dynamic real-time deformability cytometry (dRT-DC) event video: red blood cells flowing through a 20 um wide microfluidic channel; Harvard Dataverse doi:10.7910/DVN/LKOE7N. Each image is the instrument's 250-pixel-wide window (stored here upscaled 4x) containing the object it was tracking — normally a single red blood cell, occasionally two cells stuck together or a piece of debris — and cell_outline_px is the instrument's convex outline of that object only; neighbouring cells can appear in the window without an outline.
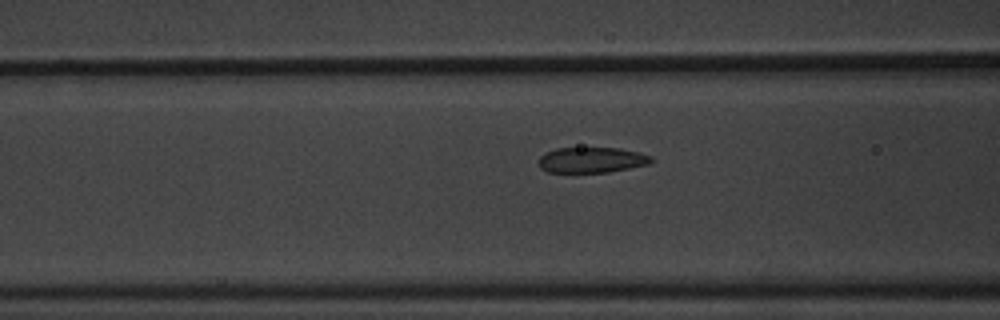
{"species": "common noctule bat (a hibernating species)", "species_latin": "Nyctalus noctula", "temperature_condition": "warm", "stored_images_in_passage": 22, "camera_frame_rate_fps": 3000, "um_per_image_px": 0.085, "animal": {"sex": "male", "body_mass_g": 20.1, "forearm_length_mm": 53.5}, "frame": {"image": 1, "passage_image": 19, "time_ms": 6.0, "image_size_px": [1000, 320], "cell_outline_px": [[652, 164], [608, 172], [548, 172], [540, 168], [540, 156], [544, 152], [556, 148], [620, 148], [640, 152], [652, 156]], "centroid_in_image_um": [50.33, 13.59], "position_along_channel_um": 116.3, "area_um2": 16.88}}